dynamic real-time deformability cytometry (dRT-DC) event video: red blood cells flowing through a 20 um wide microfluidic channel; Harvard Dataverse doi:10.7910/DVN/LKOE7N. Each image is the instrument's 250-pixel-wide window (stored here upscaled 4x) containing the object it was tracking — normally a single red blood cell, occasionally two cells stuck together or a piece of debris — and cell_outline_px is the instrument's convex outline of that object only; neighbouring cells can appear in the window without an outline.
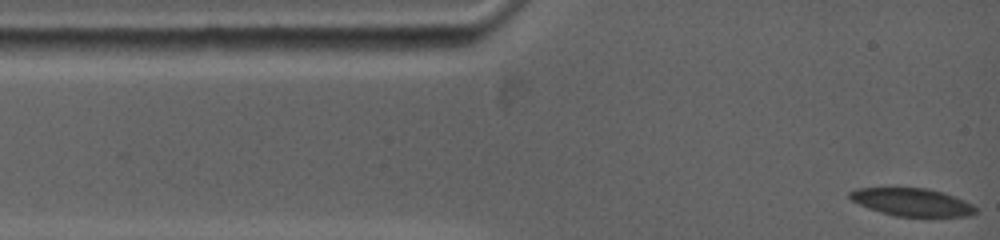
{"species": "common noctule bat (a hibernating species)", "species_latin": "Nyctalus noctula", "temperature_condition": "warm", "stored_images_in_passage": 36, "camera_frame_rate_fps": 5000, "um_per_image_px": 0.085, "animal": {"sex": "female", "body_mass_g": 19.0, "forearm_length_mm": 53.3}, "frame": {"image": 1, "passage_image": 1, "time_ms": 0.0, "image_size_px": [1000, 240], "cell_outline_px": [[976, 212], [972, 216], [892, 216], [868, 208], [852, 200], [848, 196], [848, 192], [856, 188], [928, 188], [944, 192], [964, 200], [972, 204], [976, 208]], "centroid_in_image_um": [77.52, 17.18], "position_along_channel_um": 7.5, "area_um2": 20.4}}
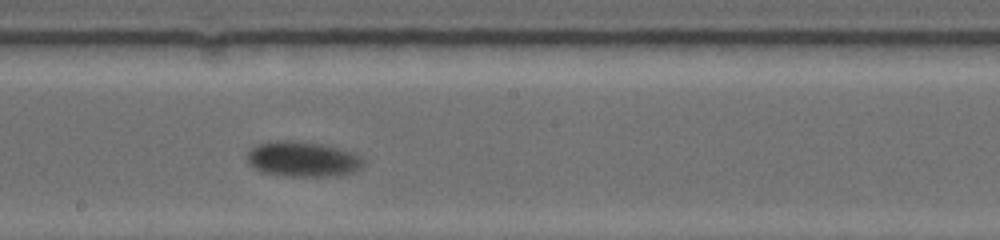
{"frame": {"image": 2, "passage_image": 21, "time_ms": 7.2, "image_size_px": [1000, 240], "cell_outline_px": [[360, 164], [352, 172], [336, 176], [276, 176], [264, 172], [256, 168], [248, 160], [248, 152], [252, 148], [260, 144], [312, 144], [336, 148], [348, 152], [356, 156], [360, 160]], "centroid_in_image_um": [25.69, 13.61], "position_along_channel_um": 222.5, "area_um2": 21.85}}
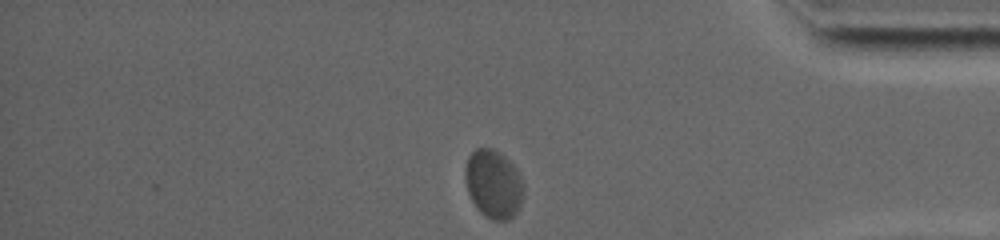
{"frame": {"image": 3, "passage_image": 36, "time_ms": 12.6, "image_size_px": [1000, 240], "cell_outline_px": [[524, 196], [516, 212], [508, 220], [492, 220], [484, 216], [480, 212], [472, 200], [468, 192], [464, 176], [464, 168], [468, 156], [476, 148], [492, 148], [504, 156], [516, 168], [524, 184]], "centroid_in_image_um": [41.94, 15.64], "position_along_channel_um": 393.3, "area_um2": 23.41}, "authors_computed_cell_mechanics": {"area_um2": 21.964, "velocity_mm_per_s": 3.6296, "shape_relaxation_time_tau1_ms": 1.7457, "shape_relaxation_time_tau2_ms": null, "deformation_change_tau1": 0.0737, "deformation_change_tau2": null}}